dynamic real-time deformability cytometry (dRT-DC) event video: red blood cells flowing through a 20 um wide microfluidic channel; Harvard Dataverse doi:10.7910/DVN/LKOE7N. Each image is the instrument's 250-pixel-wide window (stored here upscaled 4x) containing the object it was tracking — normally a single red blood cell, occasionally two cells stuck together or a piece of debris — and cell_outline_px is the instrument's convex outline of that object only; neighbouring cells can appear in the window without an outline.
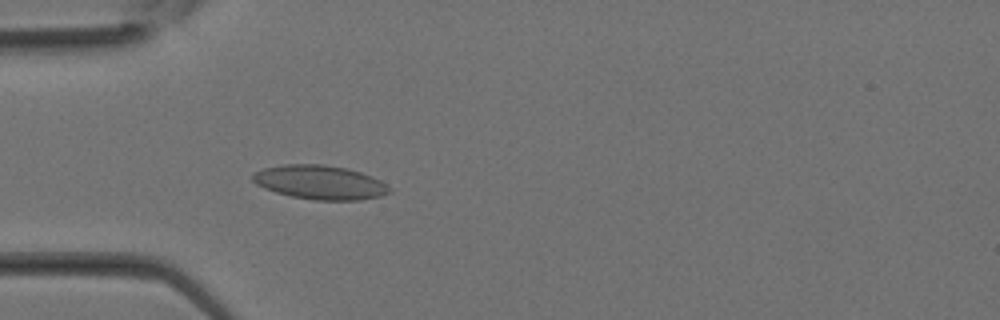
{"species": "Egyptian fruit bat (a non-hibernating species)", "species_latin": "Rousettus aegyptiacus", "temperature_condition": "room temperature", "stored_images_in_passage": 32, "camera_frame_rate_fps": 3000, "um_per_image_px": 0.085, "animal": {"sex": "female"}, "frame": {"image": 1, "passage_image": 9, "time_ms": 2.667, "image_size_px": [1000, 320], "cell_outline_px": [[392, 192], [380, 196], [360, 200], [316, 200], [292, 196], [276, 192], [264, 188], [256, 184], [252, 180], [252, 172], [264, 168], [284, 164], [324, 164], [344, 168], [360, 172], [380, 180], [392, 188]], "centroid_in_image_um": [27.19, 15.5], "position_along_channel_um": 57.8, "area_um2": 27.11}}
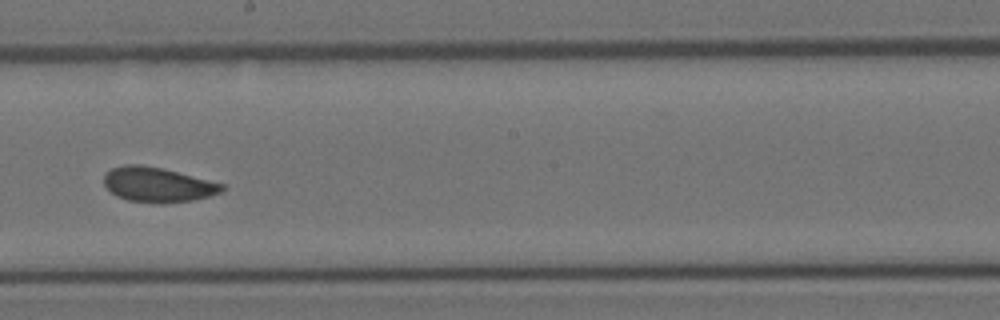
{"frame": {"image": 2, "passage_image": 18, "time_ms": 5.667, "image_size_px": [1000, 320], "cell_outline_px": [[224, 188], [220, 192], [208, 196], [192, 200], [164, 204], [160, 204], [128, 200], [116, 196], [104, 184], [104, 176], [112, 168], [124, 164], [140, 164], [164, 168], [224, 184]], "centroid_in_image_um": [13.4, 15.69], "position_along_channel_um": 234.8, "area_um2": 23.93}}
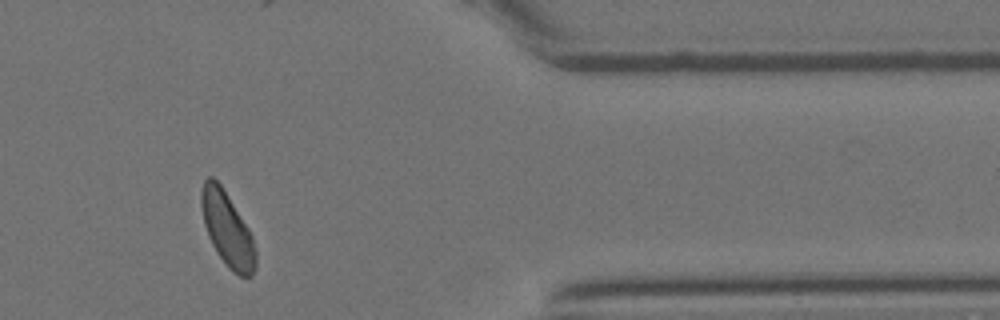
{"frame": {"image": 3, "passage_image": 27, "time_ms": 8.667, "image_size_px": [1000, 320], "cell_outline_px": [[256, 268], [252, 276], [240, 276], [232, 272], [228, 268], [216, 252], [208, 236], [204, 224], [200, 204], [200, 192], [204, 180], [208, 176], [212, 176], [220, 184], [248, 228], [252, 236], [256, 252]], "centroid_in_image_um": [19.3, 19.5], "position_along_channel_um": 392.1, "area_um2": 23.47}}